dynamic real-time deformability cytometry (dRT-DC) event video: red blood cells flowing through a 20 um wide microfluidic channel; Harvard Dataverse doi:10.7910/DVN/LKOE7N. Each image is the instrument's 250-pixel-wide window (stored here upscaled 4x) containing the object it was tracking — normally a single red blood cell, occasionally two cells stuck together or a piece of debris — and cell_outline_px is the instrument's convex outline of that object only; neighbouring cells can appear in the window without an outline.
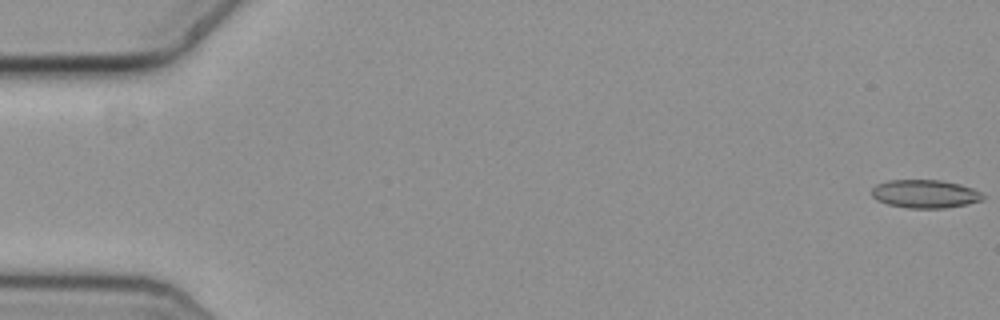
{"species": "common noctule bat (a hibernating species)", "species_latin": "Nyctalus noctula", "temperature_condition": "cold", "stored_images_in_passage": 57, "camera_frame_rate_fps": 3000, "um_per_image_px": 0.085, "animal": {"sex": "female", "body_mass_g": 19.3, "forearm_length_mm": 54.1}, "frame": {"image": 1, "passage_image": 1, "time_ms": 0.0, "image_size_px": [1000, 320], "cell_outline_px": [[984, 196], [980, 200], [964, 204], [944, 208], [908, 208], [888, 204], [876, 200], [872, 196], [872, 188], [876, 184], [888, 180], [940, 180], [972, 188], [980, 192]], "centroid_in_image_um": [78.56, 16.48], "position_along_channel_um": 6.4, "area_um2": 18.03}}
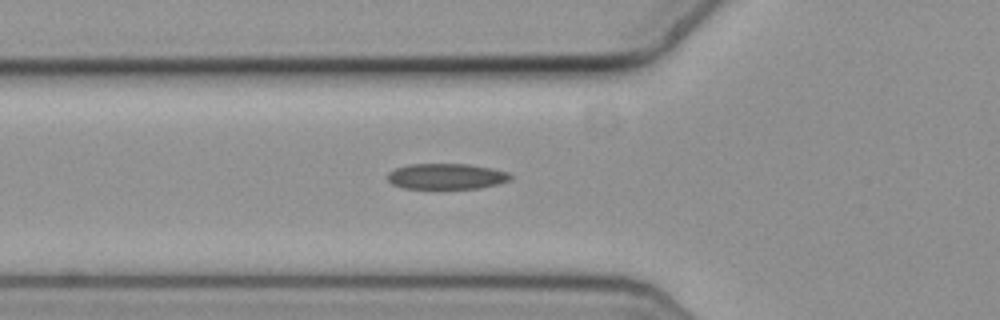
{"frame": {"image": 2, "passage_image": 21, "time_ms": 6.667, "image_size_px": [1000, 320], "cell_outline_px": [[512, 176], [508, 180], [496, 184], [480, 188], [404, 188], [392, 184], [388, 180], [388, 172], [396, 168], [408, 164], [468, 164], [508, 172]], "centroid_in_image_um": [37.9, 14.98], "position_along_channel_um": 87.9, "area_um2": 18.15}}
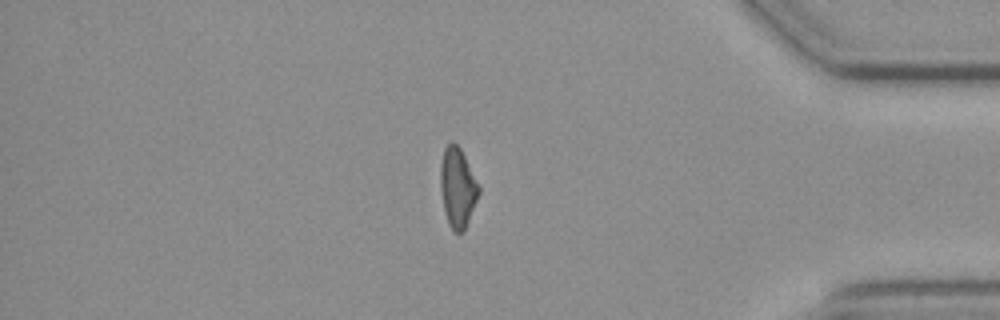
{"frame": {"image": 3, "passage_image": 49, "time_ms": 16.0, "image_size_px": [1000, 320], "cell_outline_px": [[480, 192], [464, 232], [452, 232], [448, 224], [444, 208], [440, 188], [440, 164], [444, 148], [452, 140], [460, 148], [480, 184]], "centroid_in_image_um": [38.9, 15.94], "position_along_channel_um": 396.3, "area_um2": 18.03}}